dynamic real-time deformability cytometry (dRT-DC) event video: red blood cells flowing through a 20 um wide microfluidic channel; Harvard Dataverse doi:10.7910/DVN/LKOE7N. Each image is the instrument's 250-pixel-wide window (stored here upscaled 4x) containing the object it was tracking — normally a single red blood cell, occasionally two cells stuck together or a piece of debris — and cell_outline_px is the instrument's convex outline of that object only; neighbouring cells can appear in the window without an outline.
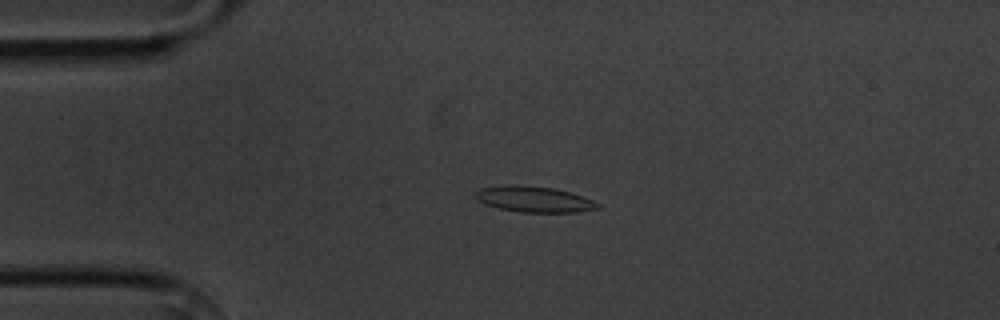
{"species": "common noctule bat (a hibernating species)", "species_latin": "Nyctalus noctula", "temperature_condition": "cold", "stored_images_in_passage": 4, "camera_frame_rate_fps": 3000, "um_per_image_px": 0.085, "animal": {"sex": "male", "body_mass_g": 20.1, "forearm_length_mm": 53.5}, "frame": {"image": 1, "passage_image": 3, "time_ms": 3.333, "image_size_px": [1000, 320], "cell_outline_px": [[600, 208], [576, 212], [524, 212], [500, 208], [484, 204], [476, 200], [472, 196], [472, 192], [480, 188], [516, 184], [552, 188], [568, 192], [592, 200], [600, 204]], "centroid_in_image_um": [45.31, 16.93], "position_along_channel_um": 39.7, "area_um2": 18.32}}